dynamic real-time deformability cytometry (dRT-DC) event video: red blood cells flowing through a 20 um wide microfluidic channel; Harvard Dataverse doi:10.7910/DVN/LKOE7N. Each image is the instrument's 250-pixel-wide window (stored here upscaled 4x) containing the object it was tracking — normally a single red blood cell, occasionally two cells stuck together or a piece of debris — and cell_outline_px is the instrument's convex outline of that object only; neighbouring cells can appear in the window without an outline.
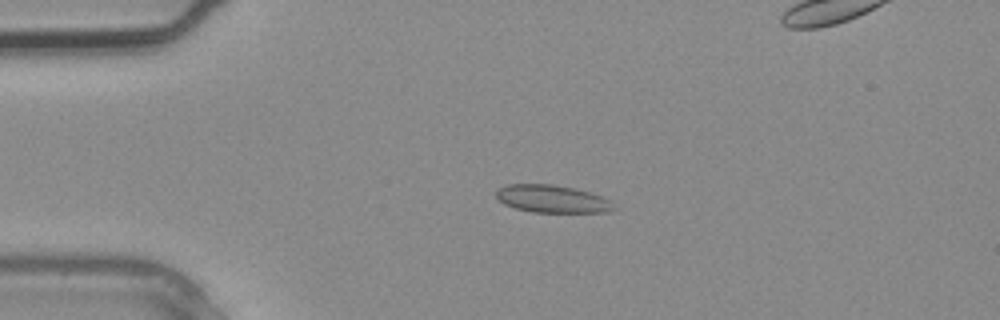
{"species": "common noctule bat (a hibernating species)", "species_latin": "Nyctalus noctula", "temperature_condition": "warm", "stored_images_in_passage": 4, "camera_frame_rate_fps": 3000, "um_per_image_px": 0.085, "animal": {"sex": "male", "body_mass_g": 20.4}, "frame": {"image": 1, "passage_image": 3, "time_ms": 0.667, "image_size_px": [1000, 320], "cell_outline_px": [[616, 208], [608, 212], [532, 212], [516, 208], [504, 204], [496, 196], [496, 188], [504, 184], [552, 184], [572, 188], [588, 192], [600, 196], [608, 200]], "centroid_in_image_um": [46.87, 16.9], "position_along_channel_um": 38.1, "area_um2": 18.79}}